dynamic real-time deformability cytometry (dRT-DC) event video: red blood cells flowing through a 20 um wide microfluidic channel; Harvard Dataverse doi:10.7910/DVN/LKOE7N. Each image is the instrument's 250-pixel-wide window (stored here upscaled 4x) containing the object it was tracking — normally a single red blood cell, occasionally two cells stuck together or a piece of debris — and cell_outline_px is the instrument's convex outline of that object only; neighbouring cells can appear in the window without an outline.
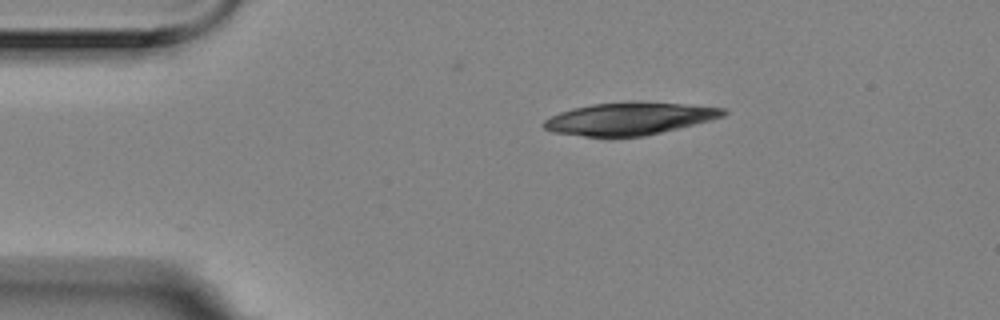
{"species": "Egyptian fruit bat (a non-hibernating species)", "species_latin": "Rousettus aegyptiacus", "temperature_condition": "room temperature", "stored_images_in_passage": 3, "camera_frame_rate_fps": 3000, "um_per_image_px": 0.085, "animal": {"sex": "female"}, "frame": {"image": 1, "passage_image": 1, "time_ms": 0.0, "image_size_px": [1000, 320], "cell_outline_px": [[728, 112], [724, 116], [644, 136], [584, 136], [552, 132], [544, 128], [540, 124], [544, 120], [560, 112], [572, 108], [592, 104], [628, 100], [632, 100], [684, 104], [724, 108]], "centroid_in_image_um": [53.44, 10.06], "position_along_channel_um": 31.6, "area_um2": 33.87}}